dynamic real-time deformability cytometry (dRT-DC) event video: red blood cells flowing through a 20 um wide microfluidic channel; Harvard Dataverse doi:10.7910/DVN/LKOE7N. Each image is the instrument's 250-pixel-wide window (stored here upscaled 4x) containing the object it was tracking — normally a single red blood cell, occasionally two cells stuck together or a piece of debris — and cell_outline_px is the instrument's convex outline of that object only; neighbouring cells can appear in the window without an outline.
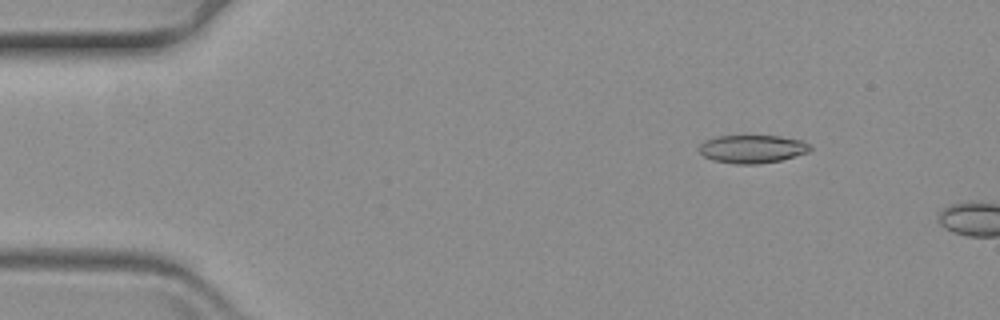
{"species": "common noctule bat (a hibernating species)", "species_latin": "Nyctalus noctula", "temperature_condition": "warm", "stored_images_in_passage": 14, "camera_frame_rate_fps": 3000, "um_per_image_px": 0.085, "animal": {"sex": "female", "body_mass_g": 19.3, "forearm_length_mm": 54.1}, "frame": {"image": 1, "passage_image": 5, "time_ms": 1.333, "image_size_px": [1000, 320], "cell_outline_px": [[812, 148], [808, 152], [780, 160], [756, 164], [736, 164], [712, 160], [704, 156], [700, 152], [700, 144], [704, 140], [716, 136], [780, 136], [804, 140]], "centroid_in_image_um": [63.94, 12.65], "position_along_channel_um": 21.1, "area_um2": 18.15}}